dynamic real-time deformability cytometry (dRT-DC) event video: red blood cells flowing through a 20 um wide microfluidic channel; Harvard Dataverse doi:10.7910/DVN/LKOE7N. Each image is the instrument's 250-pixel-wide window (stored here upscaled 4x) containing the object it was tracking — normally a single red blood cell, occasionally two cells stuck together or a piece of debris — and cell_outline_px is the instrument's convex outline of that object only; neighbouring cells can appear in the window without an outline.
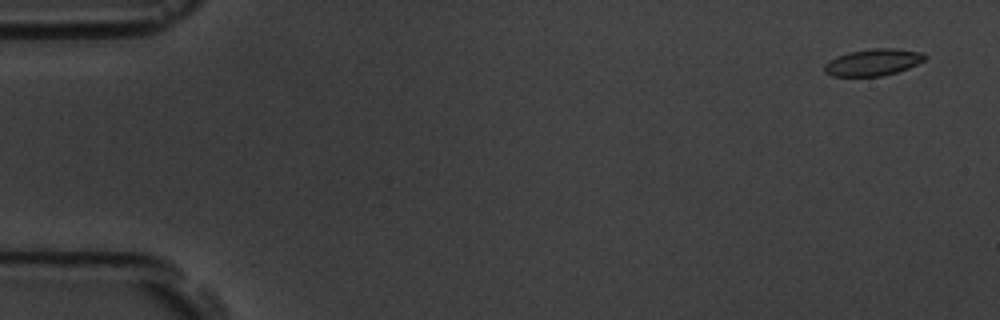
{"species": "common noctule bat (a hibernating species)", "species_latin": "Nyctalus noctula", "temperature_condition": "room temperature", "stored_images_in_passage": 4, "camera_frame_rate_fps": 3000, "um_per_image_px": 0.085, "animal": {"sex": "male", "body_mass_g": 19.5, "forearm_length_mm": 54.6}, "frame": {"image": 1, "passage_image": 1, "time_ms": 0.0, "image_size_px": [1000, 320], "cell_outline_px": [[928, 56], [924, 60], [908, 68], [896, 72], [880, 76], [832, 76], [824, 72], [824, 64], [836, 56], [848, 52], [872, 48], [892, 48], [924, 52]], "centroid_in_image_um": [74.21, 5.28], "position_along_channel_um": 10.8, "area_um2": 15.72}}